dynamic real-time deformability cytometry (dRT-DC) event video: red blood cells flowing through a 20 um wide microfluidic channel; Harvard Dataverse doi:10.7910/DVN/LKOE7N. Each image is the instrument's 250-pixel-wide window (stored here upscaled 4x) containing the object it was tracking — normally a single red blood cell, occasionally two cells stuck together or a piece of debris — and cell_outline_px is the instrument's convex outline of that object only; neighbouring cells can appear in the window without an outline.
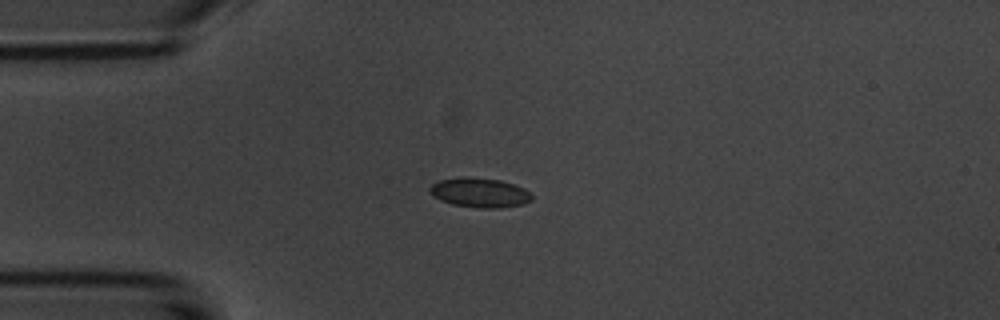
{"species": "common noctule bat (a hibernating species)", "species_latin": "Nyctalus noctula", "temperature_condition": "room temperature", "stored_images_in_passage": 7, "camera_frame_rate_fps": 3000, "um_per_image_px": 0.085, "animal": {"sex": "male", "body_mass_g": 20.1, "forearm_length_mm": 53.5}, "frame": {"image": 1, "passage_image": 3, "time_ms": 2.333, "image_size_px": [1000, 320], "cell_outline_px": [[532, 200], [524, 204], [500, 208], [480, 208], [452, 204], [440, 200], [432, 196], [428, 192], [428, 188], [432, 184], [440, 180], [464, 176], [500, 180], [524, 188], [532, 192]], "centroid_in_image_um": [40.77, 16.38], "position_along_channel_um": 44.2, "area_um2": 17.74}}
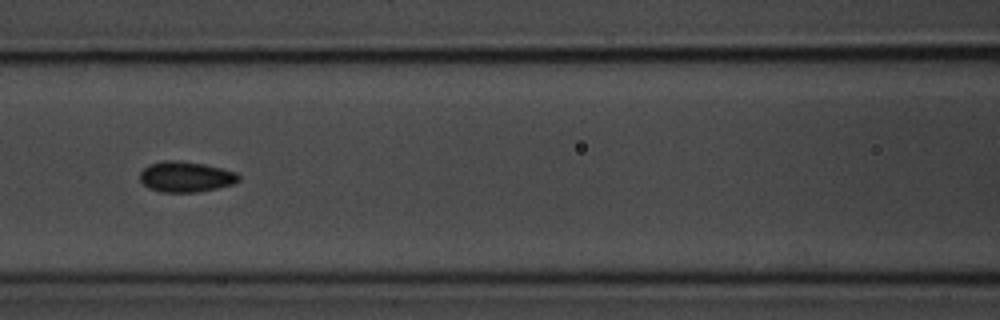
{"frame": {"image": 2, "passage_image": 6, "time_ms": 5.667, "image_size_px": [1000, 320], "cell_outline_px": [[240, 180], [232, 184], [216, 188], [196, 192], [160, 192], [148, 188], [140, 180], [140, 172], [148, 164], [164, 160], [176, 160], [204, 164], [236, 172], [240, 176]], "centroid_in_image_um": [15.76, 15.02], "position_along_channel_um": 150.8, "area_um2": 17.57}}
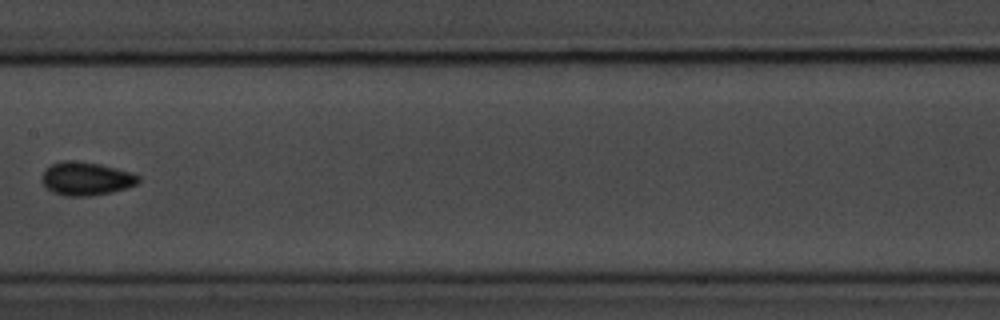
{"frame": {"image": 3, "passage_image": 7, "time_ms": 7.0, "image_size_px": [1000, 320], "cell_outline_px": [[140, 180], [136, 184], [112, 192], [88, 196], [64, 196], [52, 192], [44, 184], [44, 168], [60, 160], [76, 160], [100, 164], [132, 172], [140, 176]], "centroid_in_image_um": [7.33, 15.17], "position_along_channel_um": 200.1, "area_um2": 18.73}}